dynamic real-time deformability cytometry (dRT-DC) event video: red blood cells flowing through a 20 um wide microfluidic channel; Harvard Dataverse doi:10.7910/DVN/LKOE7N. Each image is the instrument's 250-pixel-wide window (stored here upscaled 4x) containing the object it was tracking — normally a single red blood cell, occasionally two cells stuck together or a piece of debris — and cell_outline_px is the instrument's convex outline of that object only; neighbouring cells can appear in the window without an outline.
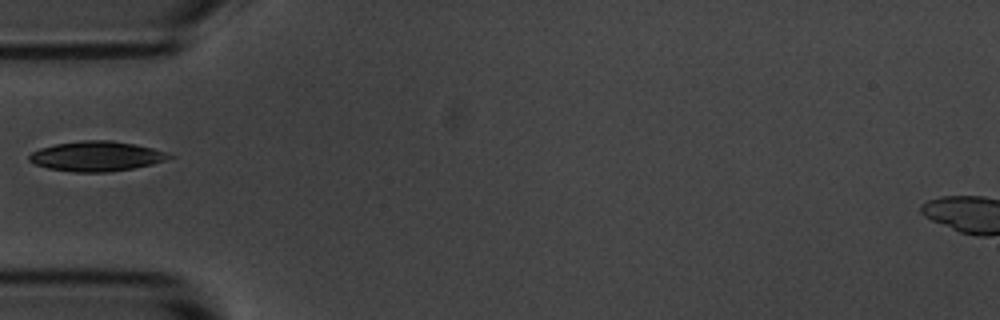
{"species": "common noctule bat (a hibernating species)", "species_latin": "Nyctalus noctula", "temperature_condition": "room temperature", "stored_images_in_passage": 3, "camera_frame_rate_fps": 3000, "um_per_image_px": 0.085, "animal": {"sex": "male", "body_mass_g": 20.1, "forearm_length_mm": 53.5}, "frame": {"image": 1, "passage_image": 1, "time_ms": 0.0, "image_size_px": [1000, 320], "cell_outline_px": [[176, 156], [152, 164], [132, 168], [108, 172], [76, 172], [48, 168], [36, 164], [28, 160], [28, 156], [32, 152], [40, 148], [56, 144], [84, 140], [108, 140], [132, 144], [152, 148]], "centroid_in_image_um": [8.18, 13.28], "position_along_channel_um": 76.8, "area_um2": 24.04}}
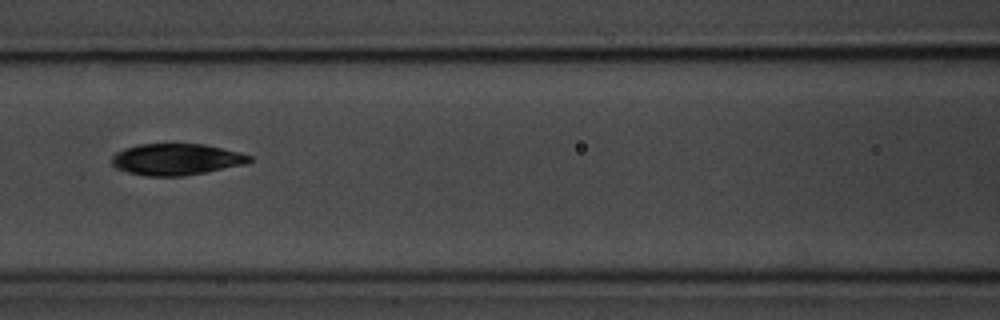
{"frame": {"image": 2, "passage_image": 3, "time_ms": 2.0, "image_size_px": [1000, 320], "cell_outline_px": [[252, 160], [244, 164], [184, 176], [148, 176], [128, 172], [116, 168], [112, 164], [112, 156], [116, 152], [124, 148], [140, 144], [204, 144], [240, 152], [252, 156]], "centroid_in_image_um": [14.97, 13.54], "position_along_channel_um": 151.6, "area_um2": 25.09}}